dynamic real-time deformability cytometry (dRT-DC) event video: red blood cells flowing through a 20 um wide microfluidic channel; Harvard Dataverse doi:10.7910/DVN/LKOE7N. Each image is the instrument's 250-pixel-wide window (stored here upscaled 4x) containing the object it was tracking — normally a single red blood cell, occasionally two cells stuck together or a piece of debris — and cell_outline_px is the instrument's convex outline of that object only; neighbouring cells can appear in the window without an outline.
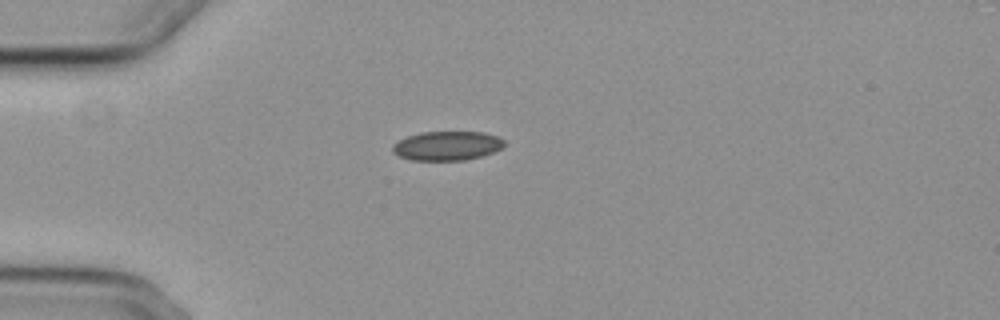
{"species": "common noctule bat (a hibernating species)", "species_latin": "Nyctalus noctula", "temperature_condition": "cold", "stored_images_in_passage": 2, "camera_frame_rate_fps": 3000, "um_per_image_px": 0.085, "animal": {"sex": "female", "body_mass_g": 29.2, "forearm_length_mm": 56.3}, "frame": {"image": 1, "passage_image": 1, "time_ms": 0.0, "image_size_px": [1000, 320], "cell_outline_px": [[504, 144], [500, 148], [492, 152], [480, 156], [464, 160], [412, 160], [400, 156], [392, 152], [392, 144], [408, 136], [420, 132], [484, 132], [496, 136], [504, 140]], "centroid_in_image_um": [37.97, 12.39], "position_along_channel_um": 47.0, "area_um2": 18.79}}